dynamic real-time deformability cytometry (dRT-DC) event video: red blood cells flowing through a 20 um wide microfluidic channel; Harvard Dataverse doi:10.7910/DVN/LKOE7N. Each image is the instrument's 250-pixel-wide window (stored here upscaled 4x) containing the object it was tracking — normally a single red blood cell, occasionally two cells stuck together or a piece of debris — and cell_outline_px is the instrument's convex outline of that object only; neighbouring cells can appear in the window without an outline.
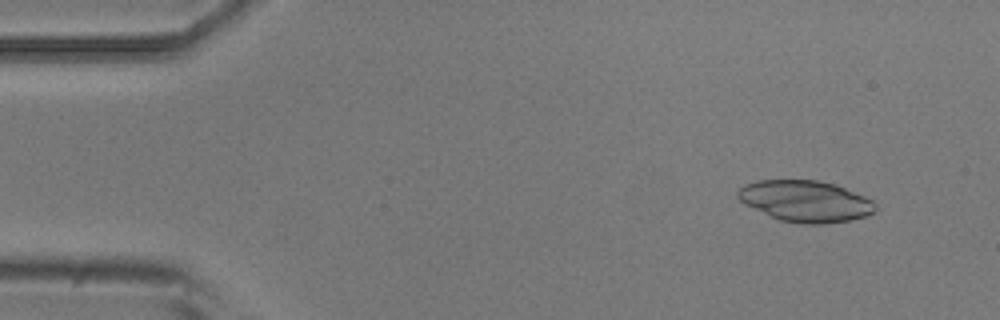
{"species": "common noctule bat (a hibernating species)", "species_latin": "Nyctalus noctula", "temperature_condition": "room temperature", "stored_images_in_passage": 54, "camera_frame_rate_fps": 3000, "um_per_image_px": 0.085, "animal": {"sex": "male", "body_mass_g": 20.5, "forearm_length_mm": 52.5}, "frame": {"image": 1, "passage_image": 5, "time_ms": 1.333, "image_size_px": [1000, 320], "cell_outline_px": [[876, 212], [868, 216], [852, 220], [824, 224], [800, 224], [780, 220], [744, 204], [736, 196], [736, 192], [744, 184], [756, 180], [816, 180], [836, 184], [864, 196], [872, 200], [876, 204]], "centroid_in_image_um": [68.48, 17.1], "position_along_channel_um": 16.5, "area_um2": 33.41}}